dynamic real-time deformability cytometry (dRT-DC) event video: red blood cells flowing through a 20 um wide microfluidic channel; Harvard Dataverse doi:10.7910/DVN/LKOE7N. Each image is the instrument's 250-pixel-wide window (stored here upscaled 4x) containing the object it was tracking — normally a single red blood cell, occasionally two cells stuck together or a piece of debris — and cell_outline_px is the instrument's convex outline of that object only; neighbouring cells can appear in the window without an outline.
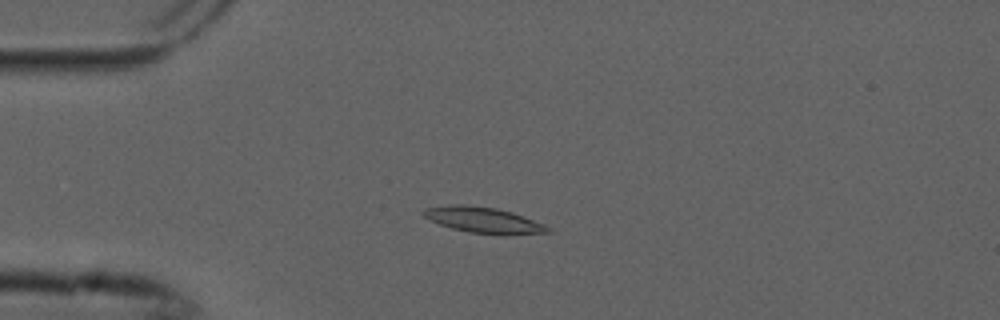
{"species": "common noctule bat (a hibernating species)", "species_latin": "Nyctalus noctula", "temperature_condition": "cold", "stored_images_in_passage": 8, "camera_frame_rate_fps": 3000, "um_per_image_px": 0.085, "animal": {"sex": "male", "forearm_length_mm": 52.5}, "frame": {"image": 1, "passage_image": 3, "time_ms": 0.667, "image_size_px": [1000, 320], "cell_outline_px": [[552, 232], [468, 232], [452, 228], [440, 224], [424, 216], [420, 212], [424, 208], [452, 204], [464, 204], [496, 208], [512, 212], [544, 224], [552, 228]], "centroid_in_image_um": [41.0, 18.64], "position_along_channel_um": 44.0, "area_um2": 17.8}}
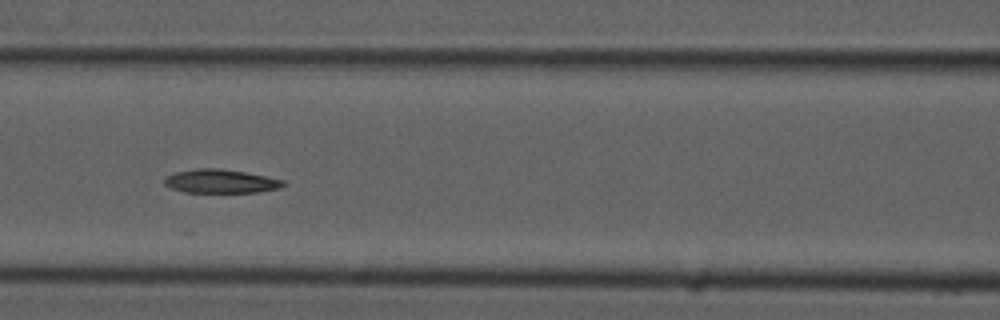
{"frame": {"image": 2, "passage_image": 6, "time_ms": 1.667, "image_size_px": [1000, 320], "cell_outline_px": [[288, 184], [280, 188], [260, 192], [184, 192], [172, 188], [164, 184], [164, 180], [168, 176], [176, 172], [196, 168], [220, 168], [244, 172], [284, 180]], "centroid_in_image_um": [18.8, 15.41], "position_along_channel_um": 147.8, "area_um2": 16.36}}
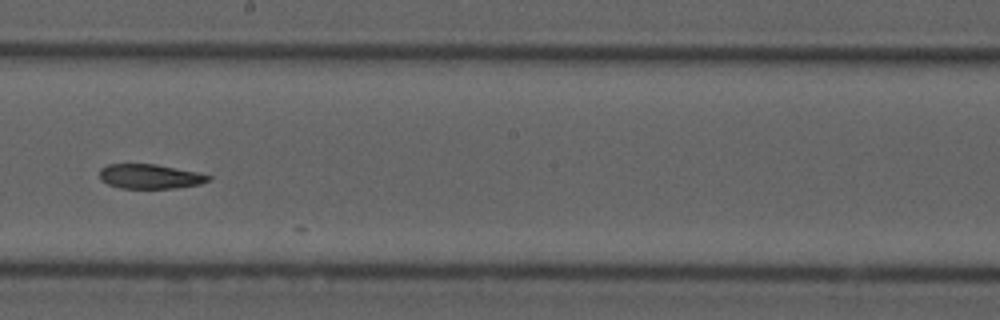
{"frame": {"image": 3, "passage_image": 8, "time_ms": 2.333, "image_size_px": [1000, 320], "cell_outline_px": [[212, 176], [208, 180], [200, 184], [176, 188], [120, 188], [108, 184], [100, 180], [100, 168], [108, 164], [156, 164], [196, 172]], "centroid_in_image_um": [12.71, 14.99], "position_along_channel_um": 235.5, "area_um2": 15.49}}